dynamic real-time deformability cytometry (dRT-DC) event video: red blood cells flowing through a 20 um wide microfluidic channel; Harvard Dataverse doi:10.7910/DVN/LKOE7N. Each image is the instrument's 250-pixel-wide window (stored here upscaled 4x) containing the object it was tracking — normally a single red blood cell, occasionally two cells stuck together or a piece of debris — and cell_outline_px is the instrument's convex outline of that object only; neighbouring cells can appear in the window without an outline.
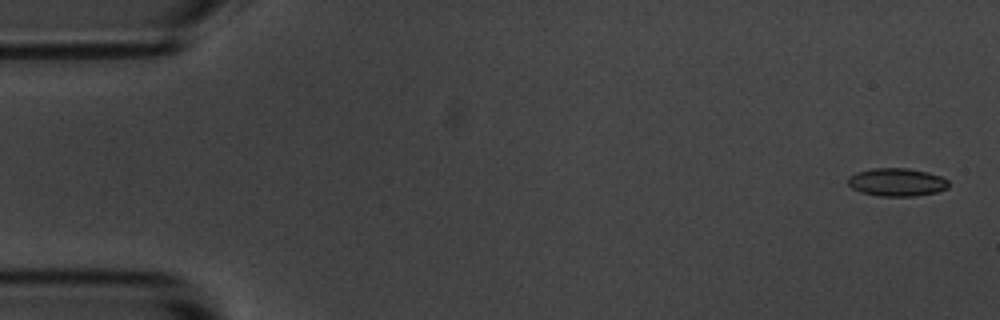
{"species": "common noctule bat (a hibernating species)", "species_latin": "Nyctalus noctula", "temperature_condition": "room temperature", "stored_images_in_passage": 4, "segment_of_instrument_passage": [2, 2], "camera_frame_rate_fps": 3000, "um_per_image_px": 0.085, "animal": {"sex": "male", "body_mass_g": 20.1, "forearm_length_mm": 53.5}, "frame": {"image": 1, "passage_image": 4, "time_ms": 3.333, "image_size_px": [1000, 320], "cell_outline_px": [[948, 188], [936, 192], [912, 196], [880, 196], [860, 192], [852, 188], [848, 184], [848, 176], [856, 172], [872, 168], [908, 168], [928, 172], [940, 176], [948, 180]], "centroid_in_image_um": [76.21, 15.48], "position_along_channel_um": 8.8, "area_um2": 16.47}}